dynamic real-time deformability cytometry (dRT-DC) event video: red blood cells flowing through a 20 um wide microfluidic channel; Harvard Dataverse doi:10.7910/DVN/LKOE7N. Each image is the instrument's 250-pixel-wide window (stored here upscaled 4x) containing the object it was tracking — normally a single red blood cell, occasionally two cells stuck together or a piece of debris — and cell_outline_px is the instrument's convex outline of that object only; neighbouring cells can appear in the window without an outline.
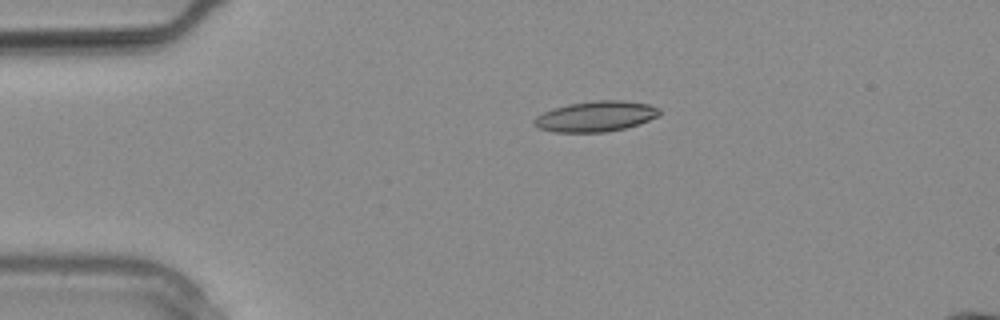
{"species": "common noctule bat (a hibernating species)", "species_latin": "Nyctalus noctula", "temperature_condition": "warm", "stored_images_in_passage": 12, "camera_frame_rate_fps": 3000, "um_per_image_px": 0.085, "animal": {"sex": "male", "body_mass_g": 20.4}, "frame": {"image": 1, "passage_image": 6, "time_ms": 1.667, "image_size_px": [1000, 320], "cell_outline_px": [[660, 116], [640, 124], [624, 128], [604, 132], [556, 132], [536, 128], [532, 124], [532, 120], [536, 116], [552, 108], [568, 104], [596, 100], [624, 100], [648, 104], [660, 108]], "centroid_in_image_um": [50.63, 9.89], "position_along_channel_um": 34.4, "area_um2": 22.54}}